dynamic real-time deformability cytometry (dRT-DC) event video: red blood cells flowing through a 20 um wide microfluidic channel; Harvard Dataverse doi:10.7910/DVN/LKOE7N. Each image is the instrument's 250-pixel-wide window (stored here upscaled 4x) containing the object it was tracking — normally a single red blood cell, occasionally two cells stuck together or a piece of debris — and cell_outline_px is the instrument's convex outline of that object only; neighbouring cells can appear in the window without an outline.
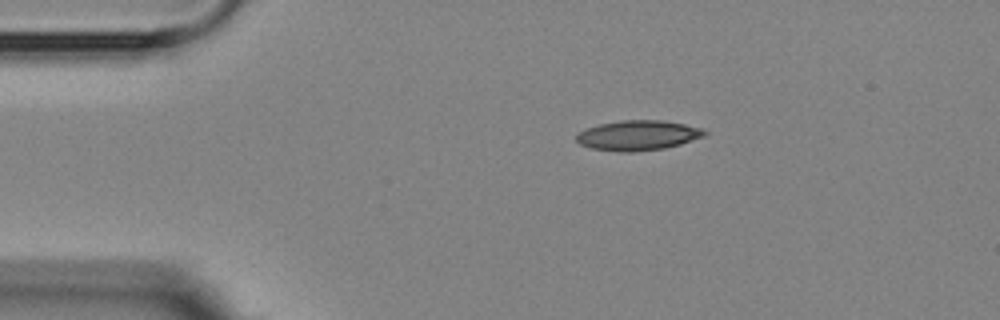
{"species": "Egyptian fruit bat (a non-hibernating species)", "species_latin": "Rousettus aegyptiacus", "temperature_condition": "room temperature", "stored_images_in_passage": 2, "camera_frame_rate_fps": 3000, "um_per_image_px": 0.085, "animal": {"sex": "female"}, "frame": {"image": 1, "passage_image": 1, "time_ms": 0.0, "image_size_px": [1000, 320], "cell_outline_px": [[708, 132], [704, 136], [680, 144], [664, 148], [632, 152], [620, 152], [592, 148], [580, 144], [576, 140], [576, 136], [580, 132], [588, 128], [600, 124], [620, 120], [660, 120], [684, 124], [700, 128]], "centroid_in_image_um": [54.22, 11.51], "position_along_channel_um": 30.8, "area_um2": 22.14}}